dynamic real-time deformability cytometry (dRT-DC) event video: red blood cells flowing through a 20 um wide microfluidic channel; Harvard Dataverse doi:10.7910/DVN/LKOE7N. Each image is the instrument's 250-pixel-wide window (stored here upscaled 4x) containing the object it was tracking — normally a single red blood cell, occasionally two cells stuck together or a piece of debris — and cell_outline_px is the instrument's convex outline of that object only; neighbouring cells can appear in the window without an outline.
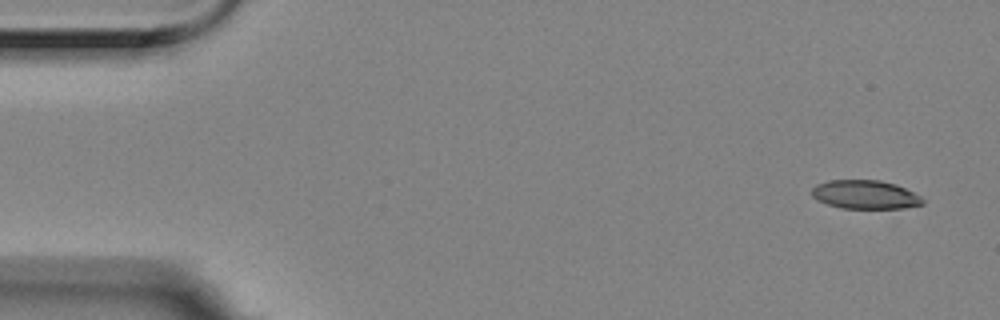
{"species": "Egyptian fruit bat (a non-hibernating species)", "species_latin": "Rousettus aegyptiacus", "temperature_condition": "room temperature", "stored_images_in_passage": 6, "camera_frame_rate_fps": 3000, "um_per_image_px": 0.085, "animal": {"sex": "female"}, "frame": {"image": 1, "passage_image": 1, "time_ms": 0.0, "image_size_px": [1000, 320], "cell_outline_px": [[924, 204], [904, 208], [840, 208], [816, 200], [812, 196], [812, 188], [816, 184], [828, 180], [880, 180], [896, 184], [920, 196], [924, 200]], "centroid_in_image_um": [73.52, 16.54], "position_along_channel_um": 11.5, "area_um2": 18.55}}
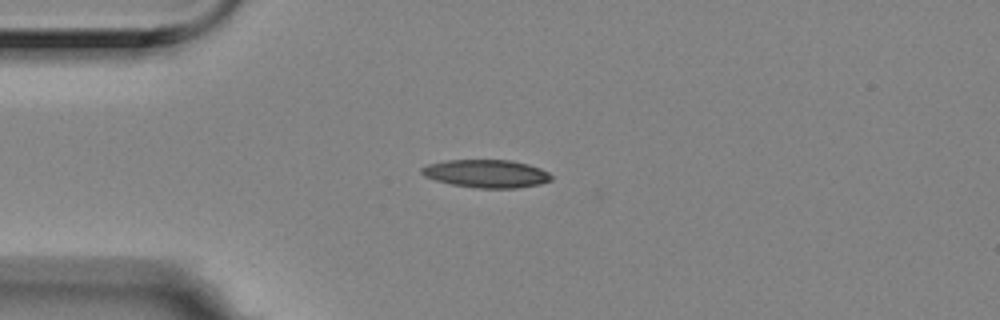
{"frame": {"image": 2, "passage_image": 4, "time_ms": 1.0, "image_size_px": [1000, 320], "cell_outline_px": [[552, 180], [540, 184], [516, 188], [476, 188], [452, 184], [436, 180], [424, 176], [420, 172], [420, 168], [428, 164], [444, 160], [508, 160], [528, 164], [540, 168], [548, 172], [552, 176]], "centroid_in_image_um": [41.33, 14.76], "position_along_channel_um": 43.7, "area_um2": 21.15}}
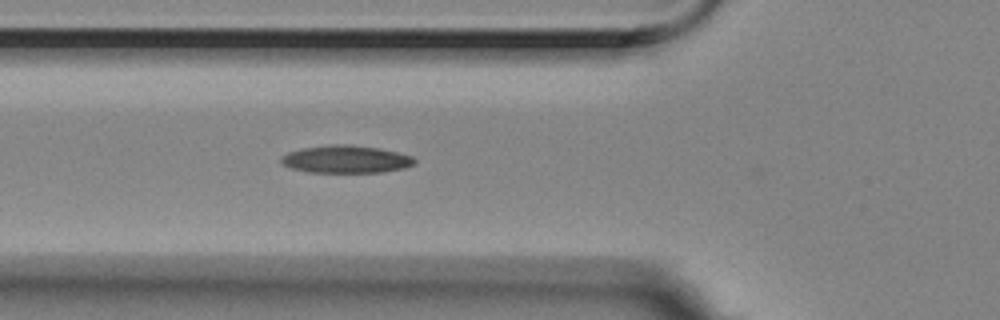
{"frame": {"image": 3, "passage_image": 6, "time_ms": 1.667, "image_size_px": [1000, 320], "cell_outline_px": [[416, 164], [404, 168], [380, 172], [308, 172], [292, 168], [284, 164], [280, 160], [280, 156], [288, 152], [304, 148], [332, 144], [348, 144], [380, 148], [412, 156], [416, 160]], "centroid_in_image_um": [29.42, 13.53], "position_along_channel_um": 96.4, "area_um2": 21.39}}